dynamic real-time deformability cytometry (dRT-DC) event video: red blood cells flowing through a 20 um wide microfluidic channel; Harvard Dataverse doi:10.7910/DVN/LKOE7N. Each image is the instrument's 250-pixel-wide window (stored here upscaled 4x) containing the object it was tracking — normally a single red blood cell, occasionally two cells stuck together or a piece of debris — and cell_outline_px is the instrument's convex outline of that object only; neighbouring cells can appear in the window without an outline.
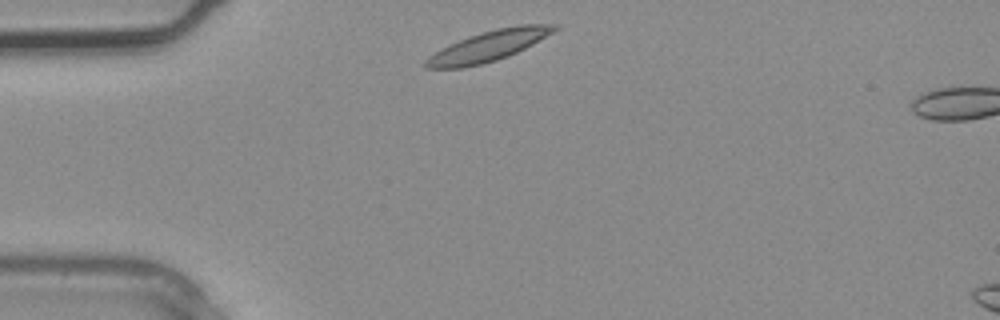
{"species": "common noctule bat (a hibernating species)", "species_latin": "Nyctalus noctula", "temperature_condition": "warm", "stored_images_in_passage": 2, "camera_frame_rate_fps": 3000, "um_per_image_px": 0.085, "animal": {"sex": "male", "body_mass_g": 20.4}, "frame": {"image": 1, "passage_image": 1, "time_ms": 0.0, "image_size_px": [1000, 320], "cell_outline_px": [[560, 28], [532, 44], [508, 56], [496, 60], [480, 64], [460, 68], [424, 68], [424, 60], [428, 56], [460, 40], [496, 28], [520, 24], [560, 24]], "centroid_in_image_um": [41.56, 3.9], "position_along_channel_um": 43.4, "area_um2": 22.31}}